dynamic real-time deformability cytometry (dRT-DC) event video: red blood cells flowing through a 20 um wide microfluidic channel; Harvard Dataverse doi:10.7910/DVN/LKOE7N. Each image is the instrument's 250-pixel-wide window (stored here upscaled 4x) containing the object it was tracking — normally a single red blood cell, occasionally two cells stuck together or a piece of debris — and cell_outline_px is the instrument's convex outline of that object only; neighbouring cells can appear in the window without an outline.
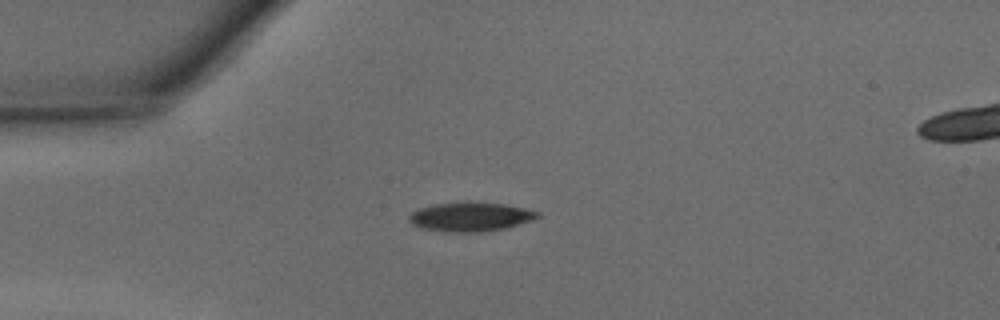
{"species": "common noctule bat (a hibernating species)", "species_latin": "Nyctalus noctula", "temperature_condition": "warm", "stored_images_in_passage": 29, "camera_frame_rate_fps": 3000, "um_per_image_px": 0.085, "animal": {"sex": "male", "body_mass_g": 15.6}, "frame": {"image": 1, "passage_image": 1, "time_ms": 0.0, "image_size_px": [1000, 320], "cell_outline_px": [[540, 216], [532, 220], [504, 228], [480, 232], [444, 232], [424, 228], [412, 224], [408, 220], [408, 216], [412, 212], [420, 208], [432, 204], [504, 204], [524, 208], [540, 212]], "centroid_in_image_um": [39.97, 18.46], "position_along_channel_um": 45.0, "area_um2": 21.04}}
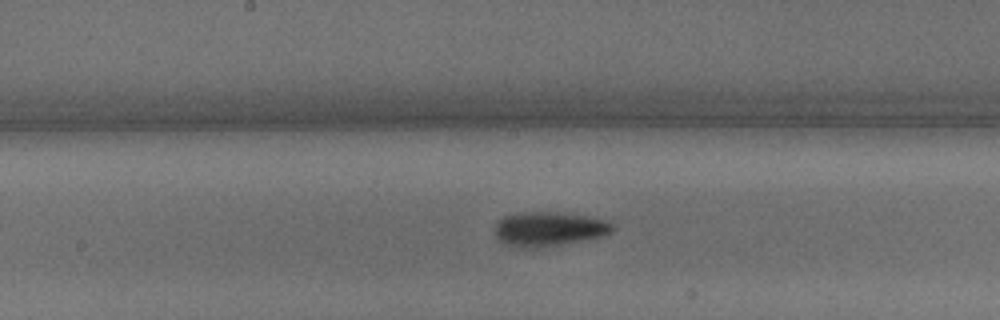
{"frame": {"image": 2, "passage_image": 13, "time_ms": 4.0, "image_size_px": [1000, 320], "cell_outline_px": [[616, 228], [612, 232], [604, 236], [560, 244], [536, 248], [516, 248], [504, 244], [496, 236], [496, 224], [504, 216], [516, 212], [560, 212], [608, 220]], "centroid_in_image_um": [46.66, 19.46], "position_along_channel_um": 201.5, "area_um2": 23.64}}
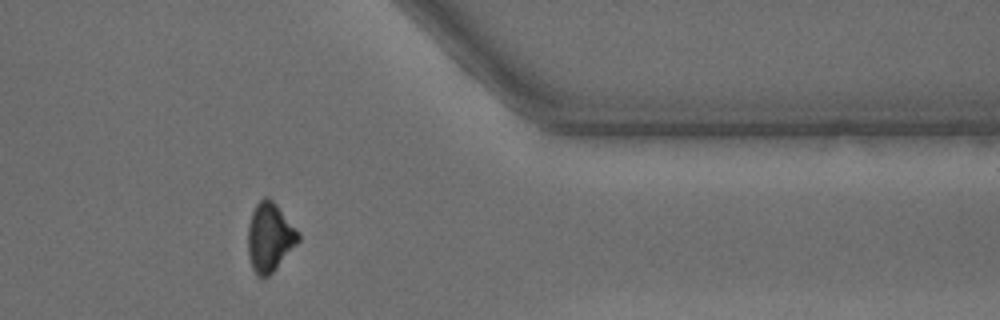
{"frame": {"image": 3, "passage_image": 27, "time_ms": 8.667, "image_size_px": [1000, 320], "cell_outline_px": [[300, 240], [276, 268], [268, 276], [256, 276], [252, 268], [248, 256], [248, 224], [252, 212], [256, 204], [264, 196], [268, 196], [276, 204], [300, 236]], "centroid_in_image_um": [22.89, 20.17], "position_along_channel_um": 388.5, "area_um2": 19.88}, "authors_computed_cell_mechanics": {"area_um2": 21.8484, "velocity_mm_per_s": 4.3651, "shape_relaxation_time_tau1_ms": 2.0552, "shape_relaxation_time_tau2_ms": null, "deformation_change_tau1": 0.1379, "deformation_change_tau2": null}}